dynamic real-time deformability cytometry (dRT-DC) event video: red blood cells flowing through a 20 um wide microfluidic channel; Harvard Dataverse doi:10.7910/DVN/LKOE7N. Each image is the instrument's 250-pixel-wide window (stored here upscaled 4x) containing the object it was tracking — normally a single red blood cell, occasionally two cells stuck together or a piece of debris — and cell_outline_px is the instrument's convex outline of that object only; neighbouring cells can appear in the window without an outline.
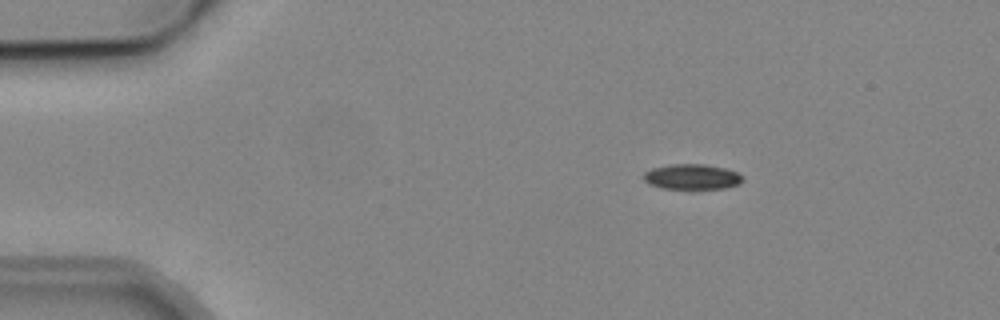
{"species": "common noctule bat (a hibernating species)", "species_latin": "Nyctalus noctula", "temperature_condition": "cold", "stored_images_in_passage": 3, "camera_frame_rate_fps": 3000, "um_per_image_px": 0.085, "animal": {"sex": "male", "body_mass_g": 19.2, "forearm_length_mm": 51.8}, "frame": {"image": 1, "passage_image": 1, "time_ms": 0.0, "image_size_px": [1000, 320], "cell_outline_px": [[744, 180], [740, 184], [724, 188], [692, 192], [688, 192], [664, 188], [648, 184], [644, 180], [644, 172], [652, 168], [672, 164], [704, 164], [724, 168], [736, 172], [744, 176]], "centroid_in_image_um": [58.84, 15.08], "position_along_channel_um": 26.2, "area_um2": 15.43}}